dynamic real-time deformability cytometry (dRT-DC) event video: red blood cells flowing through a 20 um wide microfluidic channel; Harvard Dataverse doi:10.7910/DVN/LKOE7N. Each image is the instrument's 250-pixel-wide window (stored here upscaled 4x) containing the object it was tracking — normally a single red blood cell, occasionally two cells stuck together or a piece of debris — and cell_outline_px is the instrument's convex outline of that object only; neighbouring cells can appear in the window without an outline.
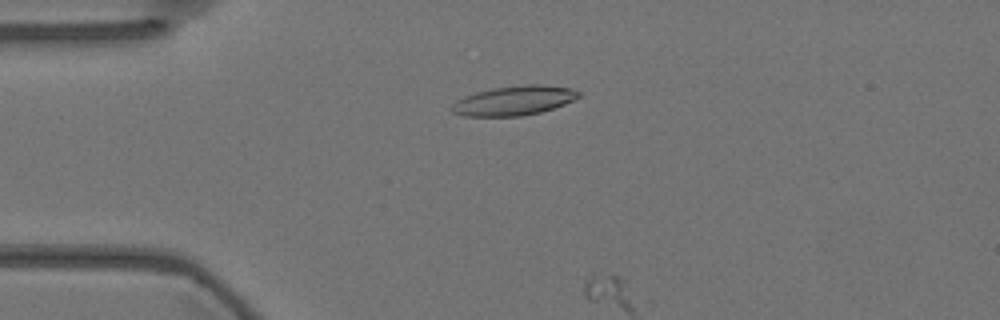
{"species": "Egyptian fruit bat (a non-hibernating species)", "species_latin": "Rousettus aegyptiacus", "temperature_condition": "warm", "stored_images_in_passage": 5, "segment_of_instrument_passage": [1, 2], "camera_frame_rate_fps": 3000, "um_per_image_px": 0.085, "animal": {"sex": "female"}, "frame": {"image": 1, "passage_image": 4, "time_ms": 1.0, "image_size_px": [1000, 320], "cell_outline_px": [[580, 96], [564, 104], [540, 112], [520, 116], [464, 116], [452, 112], [448, 108], [456, 100], [464, 96], [476, 92], [492, 88], [524, 84], [540, 84], [572, 88], [580, 92]], "centroid_in_image_um": [43.65, 8.54], "position_along_channel_um": 41.4, "area_um2": 21.85}}